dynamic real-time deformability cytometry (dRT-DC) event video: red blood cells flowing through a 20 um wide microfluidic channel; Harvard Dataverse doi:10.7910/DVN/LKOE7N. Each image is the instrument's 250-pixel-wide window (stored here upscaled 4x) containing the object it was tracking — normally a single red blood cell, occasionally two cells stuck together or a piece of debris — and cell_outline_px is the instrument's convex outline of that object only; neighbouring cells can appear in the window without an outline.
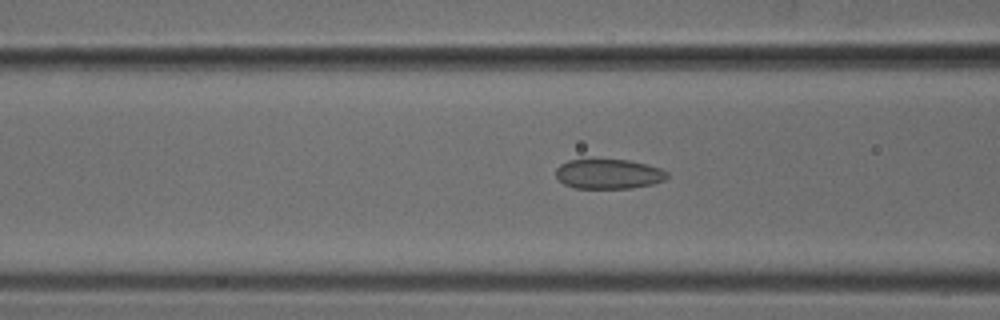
{"species": "common noctule bat (a hibernating species)", "species_latin": "Nyctalus noctula", "temperature_condition": "cold", "stored_images_in_passage": 53, "camera_frame_rate_fps": 3000, "um_per_image_px": 0.085, "animal": {"sex": "male", "body_mass_g": 18.8}, "frame": {"image": 1, "passage_image": 21, "time_ms": 6.667, "image_size_px": [1000, 320], "cell_outline_px": [[668, 176], [664, 180], [652, 184], [632, 188], [576, 188], [564, 184], [556, 176], [556, 168], [560, 164], [568, 160], [628, 160], [660, 168], [668, 172]], "centroid_in_image_um": [51.72, 14.79], "position_along_channel_um": 114.9, "area_um2": 19.13}}
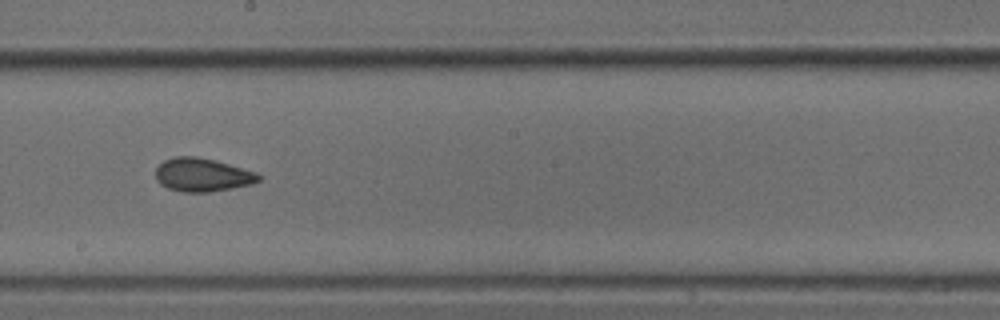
{"frame": {"image": 2, "passage_image": 30, "time_ms": 9.667, "image_size_px": [1000, 320], "cell_outline_px": [[260, 180], [252, 184], [232, 188], [208, 192], [180, 192], [168, 188], [160, 184], [156, 180], [156, 168], [164, 160], [172, 156], [196, 156], [216, 160], [256, 172], [260, 176]], "centroid_in_image_um": [17.18, 14.86], "position_along_channel_um": 231.0, "area_um2": 20.17}}
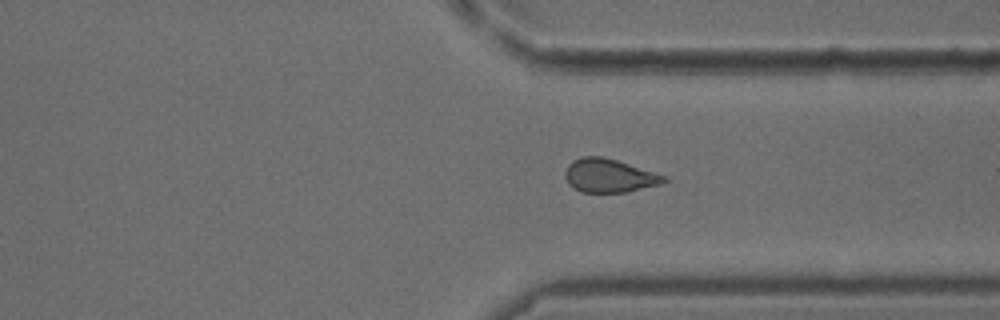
{"frame": {"image": 3, "passage_image": 40, "time_ms": 13.0, "image_size_px": [1000, 320], "cell_outline_px": [[668, 180], [660, 184], [624, 192], [580, 192], [572, 188], [568, 184], [564, 176], [564, 172], [568, 164], [572, 160], [580, 156], [600, 156], [616, 160], [668, 176]], "centroid_in_image_um": [51.73, 14.92], "position_along_channel_um": 359.7, "area_um2": 19.42}}